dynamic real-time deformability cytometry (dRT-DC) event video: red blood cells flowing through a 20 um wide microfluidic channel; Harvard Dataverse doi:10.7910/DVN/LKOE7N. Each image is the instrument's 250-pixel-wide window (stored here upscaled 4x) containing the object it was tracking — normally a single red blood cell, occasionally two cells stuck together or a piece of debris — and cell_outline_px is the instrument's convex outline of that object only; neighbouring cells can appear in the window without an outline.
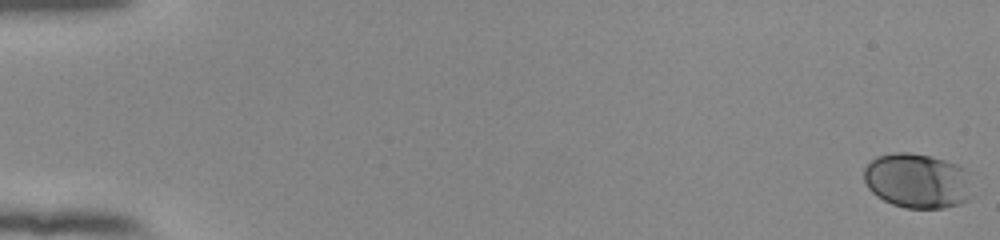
{"species": "human", "species_latin": "Homo sapiens", "temperature_condition": "room temperature", "stored_images_in_passage": 55, "camera_frame_rate_fps": 3000, "um_per_image_px": 0.085, "donor": {"sex": "female"}, "frame": {"image": 1, "passage_image": 1, "time_ms": 0.0, "image_size_px": [1000, 240], "cell_outline_px": [[976, 196], [960, 204], [944, 208], [904, 208], [892, 204], [876, 196], [868, 188], [864, 180], [864, 168], [876, 156], [892, 152], [908, 152], [932, 156], [956, 164], [964, 168]], "centroid_in_image_um": [78.0, 15.38], "position_along_channel_um": 7.0, "area_um2": 35.2}}
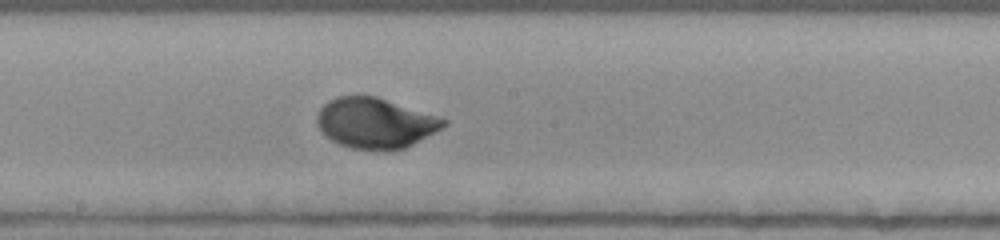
{"frame": {"image": 2, "passage_image": 32, "time_ms": 10.333, "image_size_px": [1000, 240], "cell_outline_px": [[448, 124], [412, 144], [404, 148], [352, 148], [340, 144], [332, 140], [316, 124], [316, 116], [320, 108], [328, 100], [336, 96], [376, 96], [448, 120]], "centroid_in_image_um": [31.86, 10.42], "position_along_channel_um": 216.3, "area_um2": 36.18}}
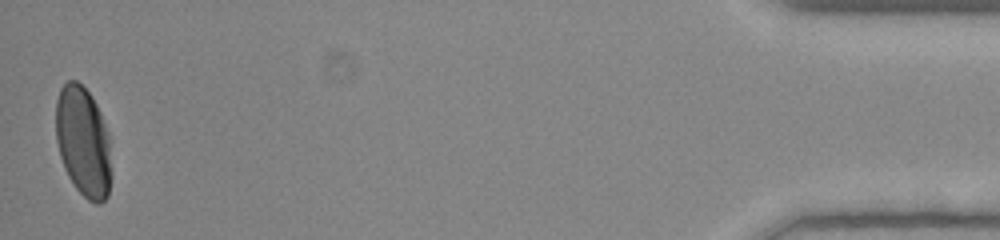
{"frame": {"image": 3, "passage_image": 55, "time_ms": 18.0, "image_size_px": [1000, 240], "cell_outline_px": [[112, 176], [108, 196], [100, 204], [96, 204], [88, 200], [76, 188], [68, 176], [64, 168], [60, 156], [56, 140], [56, 100], [60, 88], [68, 80], [76, 80], [92, 96], [100, 112], [108, 132]], "centroid_in_image_um": [7.08, 12.07], "position_along_channel_um": 428.1, "area_um2": 35.89}, "authors_computed_cell_mechanics": {"area_um2": 35.6048, "velocity_mm_per_s": 3.8497, "shape_relaxation_time_tau1_ms": 2.5357, "shape_relaxation_time_tau2_ms": null, "deformation_change_tau1": 0.1264, "deformation_change_tau2": null}}